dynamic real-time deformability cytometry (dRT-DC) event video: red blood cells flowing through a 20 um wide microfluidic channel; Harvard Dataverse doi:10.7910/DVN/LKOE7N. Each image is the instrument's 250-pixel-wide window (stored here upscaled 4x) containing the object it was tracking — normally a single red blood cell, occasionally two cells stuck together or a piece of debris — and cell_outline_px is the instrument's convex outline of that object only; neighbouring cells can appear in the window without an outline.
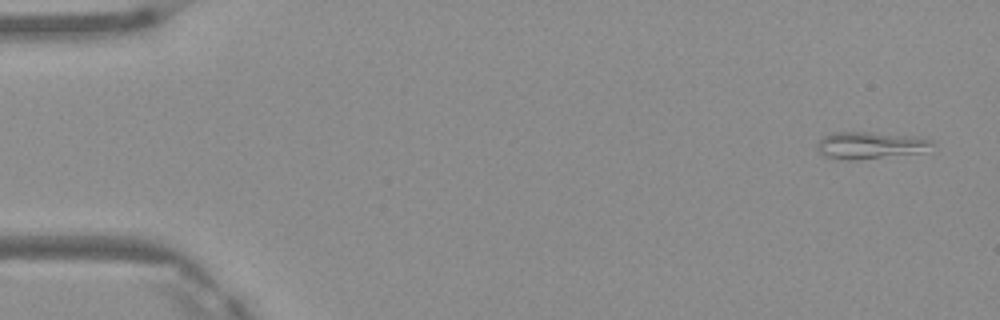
{"species": "Egyptian fruit bat (a non-hibernating species)", "species_latin": "Rousettus aegyptiacus", "temperature_condition": "warm", "stored_images_in_passage": 5, "camera_frame_rate_fps": 3000, "um_per_image_px": 0.085, "frame": {"image": 1, "passage_image": 1, "time_ms": 0.0, "image_size_px": [1000, 320], "cell_outline_px": [[936, 144], [920, 152], [856, 160], [848, 160], [824, 156], [816, 148], [816, 144], [824, 136], [832, 132], [868, 132], [920, 136], [932, 140]], "centroid_in_image_um": [73.97, 12.33], "position_along_channel_um": 11.0, "area_um2": 18.09}}